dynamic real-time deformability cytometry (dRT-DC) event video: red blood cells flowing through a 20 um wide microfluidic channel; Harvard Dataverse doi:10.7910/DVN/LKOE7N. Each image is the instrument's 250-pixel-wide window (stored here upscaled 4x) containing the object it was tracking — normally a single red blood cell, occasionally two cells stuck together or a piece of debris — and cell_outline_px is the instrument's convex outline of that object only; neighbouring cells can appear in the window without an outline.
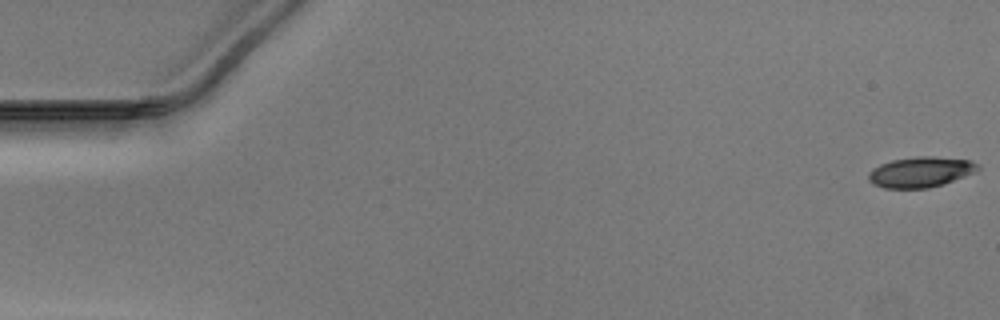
{"species": "Egyptian fruit bat (a non-hibernating species)", "species_latin": "Rousettus aegyptiacus", "temperature_condition": "warm", "stored_images_in_passage": 45, "camera_frame_rate_fps": 3000, "um_per_image_px": 0.085, "animal": {"sex": "male"}, "frame": {"image": 1, "passage_image": 1, "time_ms": 0.0, "image_size_px": [1000, 320], "cell_outline_px": [[980, 168], [972, 172], [952, 180], [928, 188], [884, 188], [872, 184], [868, 180], [868, 172], [872, 168], [880, 164], [892, 160], [916, 156], [932, 156], [972, 160]], "centroid_in_image_um": [78.17, 14.61], "position_along_channel_um": 6.8, "area_um2": 19.19}}
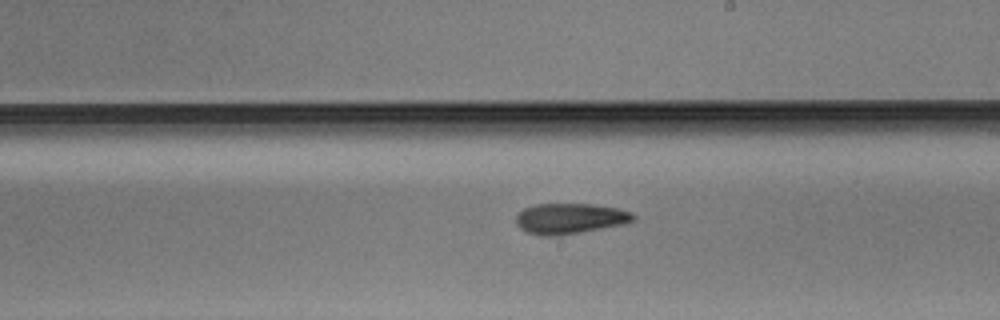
{"frame": {"image": 2, "passage_image": 30, "time_ms": 9.667, "image_size_px": [1000, 320], "cell_outline_px": [[636, 220], [624, 224], [560, 236], [540, 236], [528, 232], [520, 228], [516, 224], [516, 216], [524, 208], [536, 204], [592, 204], [620, 208], [632, 212], [636, 216]], "centroid_in_image_um": [48.48, 18.58], "position_along_channel_um": 240.5, "area_um2": 21.1}}
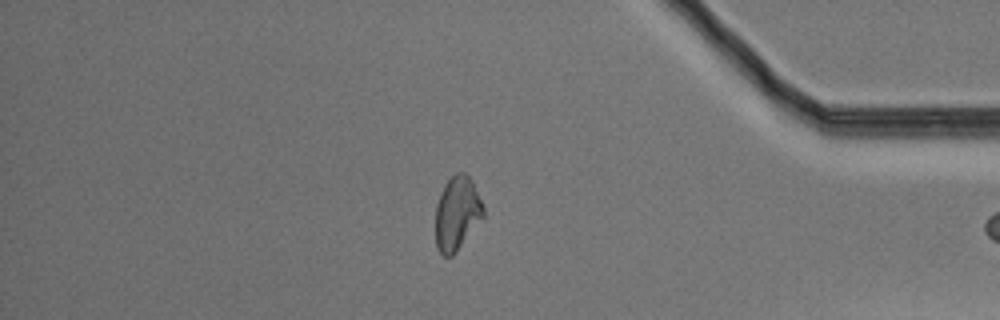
{"frame": {"image": 3, "passage_image": 44, "time_ms": 14.333, "image_size_px": [1000, 320], "cell_outline_px": [[484, 216], [456, 252], [452, 256], [444, 256], [436, 248], [436, 204], [440, 192], [444, 184], [456, 172], [464, 172], [472, 180], [484, 208]], "centroid_in_image_um": [38.84, 18.12], "position_along_channel_um": 396.4, "area_um2": 20.52}}